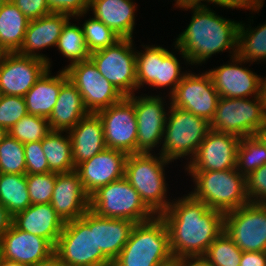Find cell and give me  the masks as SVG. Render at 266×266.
I'll list each match as a JSON object with an SVG mask.
<instances>
[{
  "instance_id": "cell-32",
  "label": "cell",
  "mask_w": 266,
  "mask_h": 266,
  "mask_svg": "<svg viewBox=\"0 0 266 266\" xmlns=\"http://www.w3.org/2000/svg\"><path fill=\"white\" fill-rule=\"evenodd\" d=\"M239 23L237 55L248 62L266 61V22L256 28ZM250 28V29H249ZM246 29V30H245Z\"/></svg>"
},
{
  "instance_id": "cell-57",
  "label": "cell",
  "mask_w": 266,
  "mask_h": 266,
  "mask_svg": "<svg viewBox=\"0 0 266 266\" xmlns=\"http://www.w3.org/2000/svg\"><path fill=\"white\" fill-rule=\"evenodd\" d=\"M8 135V131L0 126V144L3 141V139Z\"/></svg>"
},
{
  "instance_id": "cell-18",
  "label": "cell",
  "mask_w": 266,
  "mask_h": 266,
  "mask_svg": "<svg viewBox=\"0 0 266 266\" xmlns=\"http://www.w3.org/2000/svg\"><path fill=\"white\" fill-rule=\"evenodd\" d=\"M230 58L231 63L207 71L219 96L237 99L260 96L261 76L239 66L247 61L238 55Z\"/></svg>"
},
{
  "instance_id": "cell-52",
  "label": "cell",
  "mask_w": 266,
  "mask_h": 266,
  "mask_svg": "<svg viewBox=\"0 0 266 266\" xmlns=\"http://www.w3.org/2000/svg\"><path fill=\"white\" fill-rule=\"evenodd\" d=\"M260 96L262 99L263 111L266 115V77H265V79L263 77H261Z\"/></svg>"
},
{
  "instance_id": "cell-12",
  "label": "cell",
  "mask_w": 266,
  "mask_h": 266,
  "mask_svg": "<svg viewBox=\"0 0 266 266\" xmlns=\"http://www.w3.org/2000/svg\"><path fill=\"white\" fill-rule=\"evenodd\" d=\"M63 70L69 81L77 87L89 113H97L125 97L100 74L91 59L67 65Z\"/></svg>"
},
{
  "instance_id": "cell-60",
  "label": "cell",
  "mask_w": 266,
  "mask_h": 266,
  "mask_svg": "<svg viewBox=\"0 0 266 266\" xmlns=\"http://www.w3.org/2000/svg\"><path fill=\"white\" fill-rule=\"evenodd\" d=\"M231 1L239 4V0H231Z\"/></svg>"
},
{
  "instance_id": "cell-35",
  "label": "cell",
  "mask_w": 266,
  "mask_h": 266,
  "mask_svg": "<svg viewBox=\"0 0 266 266\" xmlns=\"http://www.w3.org/2000/svg\"><path fill=\"white\" fill-rule=\"evenodd\" d=\"M144 51H136L137 89L145 84L159 88V70L162 62V46L144 45Z\"/></svg>"
},
{
  "instance_id": "cell-40",
  "label": "cell",
  "mask_w": 266,
  "mask_h": 266,
  "mask_svg": "<svg viewBox=\"0 0 266 266\" xmlns=\"http://www.w3.org/2000/svg\"><path fill=\"white\" fill-rule=\"evenodd\" d=\"M56 172L26 175L31 204L50 203L56 181Z\"/></svg>"
},
{
  "instance_id": "cell-58",
  "label": "cell",
  "mask_w": 266,
  "mask_h": 266,
  "mask_svg": "<svg viewBox=\"0 0 266 266\" xmlns=\"http://www.w3.org/2000/svg\"><path fill=\"white\" fill-rule=\"evenodd\" d=\"M163 266H178V265H177V261L174 260L173 262H171V263H167V264H165V265H163Z\"/></svg>"
},
{
  "instance_id": "cell-7",
  "label": "cell",
  "mask_w": 266,
  "mask_h": 266,
  "mask_svg": "<svg viewBox=\"0 0 266 266\" xmlns=\"http://www.w3.org/2000/svg\"><path fill=\"white\" fill-rule=\"evenodd\" d=\"M168 108L162 147L157 154L170 162L185 156L191 161L210 131V122L171 104Z\"/></svg>"
},
{
  "instance_id": "cell-10",
  "label": "cell",
  "mask_w": 266,
  "mask_h": 266,
  "mask_svg": "<svg viewBox=\"0 0 266 266\" xmlns=\"http://www.w3.org/2000/svg\"><path fill=\"white\" fill-rule=\"evenodd\" d=\"M133 45V39L120 38L113 45L90 55L100 74L124 96L134 95L137 90L136 51Z\"/></svg>"
},
{
  "instance_id": "cell-1",
  "label": "cell",
  "mask_w": 266,
  "mask_h": 266,
  "mask_svg": "<svg viewBox=\"0 0 266 266\" xmlns=\"http://www.w3.org/2000/svg\"><path fill=\"white\" fill-rule=\"evenodd\" d=\"M174 200L160 214L168 229L172 257L176 261L202 258L224 231V213L210 209L190 193Z\"/></svg>"
},
{
  "instance_id": "cell-2",
  "label": "cell",
  "mask_w": 266,
  "mask_h": 266,
  "mask_svg": "<svg viewBox=\"0 0 266 266\" xmlns=\"http://www.w3.org/2000/svg\"><path fill=\"white\" fill-rule=\"evenodd\" d=\"M193 16L187 28L174 42L186 63L206 62L213 54L230 49L231 57L237 55L239 22L223 18L207 5L193 6ZM232 50V51H231Z\"/></svg>"
},
{
  "instance_id": "cell-16",
  "label": "cell",
  "mask_w": 266,
  "mask_h": 266,
  "mask_svg": "<svg viewBox=\"0 0 266 266\" xmlns=\"http://www.w3.org/2000/svg\"><path fill=\"white\" fill-rule=\"evenodd\" d=\"M165 99L159 95H133V105L138 126L137 153H151L157 145L162 144L168 111ZM167 111V112H166Z\"/></svg>"
},
{
  "instance_id": "cell-29",
  "label": "cell",
  "mask_w": 266,
  "mask_h": 266,
  "mask_svg": "<svg viewBox=\"0 0 266 266\" xmlns=\"http://www.w3.org/2000/svg\"><path fill=\"white\" fill-rule=\"evenodd\" d=\"M28 18L8 0L0 9V50L2 53L18 52L23 44Z\"/></svg>"
},
{
  "instance_id": "cell-8",
  "label": "cell",
  "mask_w": 266,
  "mask_h": 266,
  "mask_svg": "<svg viewBox=\"0 0 266 266\" xmlns=\"http://www.w3.org/2000/svg\"><path fill=\"white\" fill-rule=\"evenodd\" d=\"M89 209L98 216L127 219L134 223L148 221L155 216L125 178L102 186L92 193L89 196Z\"/></svg>"
},
{
  "instance_id": "cell-15",
  "label": "cell",
  "mask_w": 266,
  "mask_h": 266,
  "mask_svg": "<svg viewBox=\"0 0 266 266\" xmlns=\"http://www.w3.org/2000/svg\"><path fill=\"white\" fill-rule=\"evenodd\" d=\"M48 68L47 62L41 59L17 52L3 53L0 57V94L24 97Z\"/></svg>"
},
{
  "instance_id": "cell-25",
  "label": "cell",
  "mask_w": 266,
  "mask_h": 266,
  "mask_svg": "<svg viewBox=\"0 0 266 266\" xmlns=\"http://www.w3.org/2000/svg\"><path fill=\"white\" fill-rule=\"evenodd\" d=\"M136 6L132 0H90L88 11L120 38L133 39Z\"/></svg>"
},
{
  "instance_id": "cell-34",
  "label": "cell",
  "mask_w": 266,
  "mask_h": 266,
  "mask_svg": "<svg viewBox=\"0 0 266 266\" xmlns=\"http://www.w3.org/2000/svg\"><path fill=\"white\" fill-rule=\"evenodd\" d=\"M266 164V146L254 136L241 137L237 148L236 170L247 177Z\"/></svg>"
},
{
  "instance_id": "cell-45",
  "label": "cell",
  "mask_w": 266,
  "mask_h": 266,
  "mask_svg": "<svg viewBox=\"0 0 266 266\" xmlns=\"http://www.w3.org/2000/svg\"><path fill=\"white\" fill-rule=\"evenodd\" d=\"M90 0H47L52 13H65L72 18L86 16Z\"/></svg>"
},
{
  "instance_id": "cell-9",
  "label": "cell",
  "mask_w": 266,
  "mask_h": 266,
  "mask_svg": "<svg viewBox=\"0 0 266 266\" xmlns=\"http://www.w3.org/2000/svg\"><path fill=\"white\" fill-rule=\"evenodd\" d=\"M251 98L220 97L210 130L241 137L254 136L266 124L261 96Z\"/></svg>"
},
{
  "instance_id": "cell-38",
  "label": "cell",
  "mask_w": 266,
  "mask_h": 266,
  "mask_svg": "<svg viewBox=\"0 0 266 266\" xmlns=\"http://www.w3.org/2000/svg\"><path fill=\"white\" fill-rule=\"evenodd\" d=\"M0 173L26 174L24 144L9 134L0 144Z\"/></svg>"
},
{
  "instance_id": "cell-39",
  "label": "cell",
  "mask_w": 266,
  "mask_h": 266,
  "mask_svg": "<svg viewBox=\"0 0 266 266\" xmlns=\"http://www.w3.org/2000/svg\"><path fill=\"white\" fill-rule=\"evenodd\" d=\"M88 50L94 51L113 45L120 37L102 21L90 17L82 24Z\"/></svg>"
},
{
  "instance_id": "cell-21",
  "label": "cell",
  "mask_w": 266,
  "mask_h": 266,
  "mask_svg": "<svg viewBox=\"0 0 266 266\" xmlns=\"http://www.w3.org/2000/svg\"><path fill=\"white\" fill-rule=\"evenodd\" d=\"M50 203L64 222L78 219L89 210V195L75 170L57 173Z\"/></svg>"
},
{
  "instance_id": "cell-27",
  "label": "cell",
  "mask_w": 266,
  "mask_h": 266,
  "mask_svg": "<svg viewBox=\"0 0 266 266\" xmlns=\"http://www.w3.org/2000/svg\"><path fill=\"white\" fill-rule=\"evenodd\" d=\"M88 114L80 92L68 80L61 87L56 104L48 118L50 129L69 131Z\"/></svg>"
},
{
  "instance_id": "cell-54",
  "label": "cell",
  "mask_w": 266,
  "mask_h": 266,
  "mask_svg": "<svg viewBox=\"0 0 266 266\" xmlns=\"http://www.w3.org/2000/svg\"><path fill=\"white\" fill-rule=\"evenodd\" d=\"M176 8H189L192 7V0H174Z\"/></svg>"
},
{
  "instance_id": "cell-36",
  "label": "cell",
  "mask_w": 266,
  "mask_h": 266,
  "mask_svg": "<svg viewBox=\"0 0 266 266\" xmlns=\"http://www.w3.org/2000/svg\"><path fill=\"white\" fill-rule=\"evenodd\" d=\"M242 251L223 231L208 247L202 257L212 266H239Z\"/></svg>"
},
{
  "instance_id": "cell-50",
  "label": "cell",
  "mask_w": 266,
  "mask_h": 266,
  "mask_svg": "<svg viewBox=\"0 0 266 266\" xmlns=\"http://www.w3.org/2000/svg\"><path fill=\"white\" fill-rule=\"evenodd\" d=\"M178 266H212L207 263L203 258H188L177 261Z\"/></svg>"
},
{
  "instance_id": "cell-59",
  "label": "cell",
  "mask_w": 266,
  "mask_h": 266,
  "mask_svg": "<svg viewBox=\"0 0 266 266\" xmlns=\"http://www.w3.org/2000/svg\"><path fill=\"white\" fill-rule=\"evenodd\" d=\"M8 0H0V9L4 6V4L7 2Z\"/></svg>"
},
{
  "instance_id": "cell-43",
  "label": "cell",
  "mask_w": 266,
  "mask_h": 266,
  "mask_svg": "<svg viewBox=\"0 0 266 266\" xmlns=\"http://www.w3.org/2000/svg\"><path fill=\"white\" fill-rule=\"evenodd\" d=\"M26 175L49 172L47 158L42 149L41 140L24 144Z\"/></svg>"
},
{
  "instance_id": "cell-42",
  "label": "cell",
  "mask_w": 266,
  "mask_h": 266,
  "mask_svg": "<svg viewBox=\"0 0 266 266\" xmlns=\"http://www.w3.org/2000/svg\"><path fill=\"white\" fill-rule=\"evenodd\" d=\"M25 98L0 94V126L9 131L19 119L27 115Z\"/></svg>"
},
{
  "instance_id": "cell-22",
  "label": "cell",
  "mask_w": 266,
  "mask_h": 266,
  "mask_svg": "<svg viewBox=\"0 0 266 266\" xmlns=\"http://www.w3.org/2000/svg\"><path fill=\"white\" fill-rule=\"evenodd\" d=\"M72 17L65 13H51L38 19L29 20L24 41L17 52L20 55L34 57L47 62L51 67L49 58L37 53L47 47H56L65 23Z\"/></svg>"
},
{
  "instance_id": "cell-51",
  "label": "cell",
  "mask_w": 266,
  "mask_h": 266,
  "mask_svg": "<svg viewBox=\"0 0 266 266\" xmlns=\"http://www.w3.org/2000/svg\"><path fill=\"white\" fill-rule=\"evenodd\" d=\"M32 266H65L61 260L55 255L53 254L50 258L38 262L35 265Z\"/></svg>"
},
{
  "instance_id": "cell-46",
  "label": "cell",
  "mask_w": 266,
  "mask_h": 266,
  "mask_svg": "<svg viewBox=\"0 0 266 266\" xmlns=\"http://www.w3.org/2000/svg\"><path fill=\"white\" fill-rule=\"evenodd\" d=\"M28 20L38 19L51 14L47 0H11Z\"/></svg>"
},
{
  "instance_id": "cell-37",
  "label": "cell",
  "mask_w": 266,
  "mask_h": 266,
  "mask_svg": "<svg viewBox=\"0 0 266 266\" xmlns=\"http://www.w3.org/2000/svg\"><path fill=\"white\" fill-rule=\"evenodd\" d=\"M51 131L47 118L27 114L8 131V134L25 144L42 140Z\"/></svg>"
},
{
  "instance_id": "cell-33",
  "label": "cell",
  "mask_w": 266,
  "mask_h": 266,
  "mask_svg": "<svg viewBox=\"0 0 266 266\" xmlns=\"http://www.w3.org/2000/svg\"><path fill=\"white\" fill-rule=\"evenodd\" d=\"M56 47L63 57L70 60L69 65L90 59L91 52L87 48L83 29L72 24L70 19L63 26Z\"/></svg>"
},
{
  "instance_id": "cell-26",
  "label": "cell",
  "mask_w": 266,
  "mask_h": 266,
  "mask_svg": "<svg viewBox=\"0 0 266 266\" xmlns=\"http://www.w3.org/2000/svg\"><path fill=\"white\" fill-rule=\"evenodd\" d=\"M48 68L25 94L28 114L49 118L56 104L61 87L69 80L65 70L51 75Z\"/></svg>"
},
{
  "instance_id": "cell-56",
  "label": "cell",
  "mask_w": 266,
  "mask_h": 266,
  "mask_svg": "<svg viewBox=\"0 0 266 266\" xmlns=\"http://www.w3.org/2000/svg\"><path fill=\"white\" fill-rule=\"evenodd\" d=\"M265 0H239V4L248 5V4H264Z\"/></svg>"
},
{
  "instance_id": "cell-48",
  "label": "cell",
  "mask_w": 266,
  "mask_h": 266,
  "mask_svg": "<svg viewBox=\"0 0 266 266\" xmlns=\"http://www.w3.org/2000/svg\"><path fill=\"white\" fill-rule=\"evenodd\" d=\"M239 266H266V251H242Z\"/></svg>"
},
{
  "instance_id": "cell-4",
  "label": "cell",
  "mask_w": 266,
  "mask_h": 266,
  "mask_svg": "<svg viewBox=\"0 0 266 266\" xmlns=\"http://www.w3.org/2000/svg\"><path fill=\"white\" fill-rule=\"evenodd\" d=\"M195 182L191 195L210 209L224 214L249 203L246 177L236 168L221 171H188Z\"/></svg>"
},
{
  "instance_id": "cell-3",
  "label": "cell",
  "mask_w": 266,
  "mask_h": 266,
  "mask_svg": "<svg viewBox=\"0 0 266 266\" xmlns=\"http://www.w3.org/2000/svg\"><path fill=\"white\" fill-rule=\"evenodd\" d=\"M167 226L160 215L135 223L112 266H163L173 262Z\"/></svg>"
},
{
  "instance_id": "cell-20",
  "label": "cell",
  "mask_w": 266,
  "mask_h": 266,
  "mask_svg": "<svg viewBox=\"0 0 266 266\" xmlns=\"http://www.w3.org/2000/svg\"><path fill=\"white\" fill-rule=\"evenodd\" d=\"M54 248L47 239L19 230L11 224L0 240V258L32 266L50 258Z\"/></svg>"
},
{
  "instance_id": "cell-55",
  "label": "cell",
  "mask_w": 266,
  "mask_h": 266,
  "mask_svg": "<svg viewBox=\"0 0 266 266\" xmlns=\"http://www.w3.org/2000/svg\"><path fill=\"white\" fill-rule=\"evenodd\" d=\"M256 136L266 146V124L257 131Z\"/></svg>"
},
{
  "instance_id": "cell-6",
  "label": "cell",
  "mask_w": 266,
  "mask_h": 266,
  "mask_svg": "<svg viewBox=\"0 0 266 266\" xmlns=\"http://www.w3.org/2000/svg\"><path fill=\"white\" fill-rule=\"evenodd\" d=\"M170 163L163 156L153 153H135L127 156L124 178L139 193L141 200L155 214L160 215L170 205L167 198L165 165Z\"/></svg>"
},
{
  "instance_id": "cell-23",
  "label": "cell",
  "mask_w": 266,
  "mask_h": 266,
  "mask_svg": "<svg viewBox=\"0 0 266 266\" xmlns=\"http://www.w3.org/2000/svg\"><path fill=\"white\" fill-rule=\"evenodd\" d=\"M12 224L19 230L47 239L55 247L65 222L51 203H47L31 204L12 217Z\"/></svg>"
},
{
  "instance_id": "cell-19",
  "label": "cell",
  "mask_w": 266,
  "mask_h": 266,
  "mask_svg": "<svg viewBox=\"0 0 266 266\" xmlns=\"http://www.w3.org/2000/svg\"><path fill=\"white\" fill-rule=\"evenodd\" d=\"M127 154L105 148L76 166L84 191L90 196L98 188L124 178Z\"/></svg>"
},
{
  "instance_id": "cell-47",
  "label": "cell",
  "mask_w": 266,
  "mask_h": 266,
  "mask_svg": "<svg viewBox=\"0 0 266 266\" xmlns=\"http://www.w3.org/2000/svg\"><path fill=\"white\" fill-rule=\"evenodd\" d=\"M201 1H206L208 3H213L215 5H219V7H223V8H231V9H250L252 11H254L255 13L258 11H260V9L263 7L264 4H248V5H242V4H238L235 2H232L231 0H192V7L193 6H201V5H207L202 3Z\"/></svg>"
},
{
  "instance_id": "cell-14",
  "label": "cell",
  "mask_w": 266,
  "mask_h": 266,
  "mask_svg": "<svg viewBox=\"0 0 266 266\" xmlns=\"http://www.w3.org/2000/svg\"><path fill=\"white\" fill-rule=\"evenodd\" d=\"M170 103L174 107L190 111L194 115L213 119L220 96L216 91L210 74L187 73L171 94Z\"/></svg>"
},
{
  "instance_id": "cell-24",
  "label": "cell",
  "mask_w": 266,
  "mask_h": 266,
  "mask_svg": "<svg viewBox=\"0 0 266 266\" xmlns=\"http://www.w3.org/2000/svg\"><path fill=\"white\" fill-rule=\"evenodd\" d=\"M68 133L75 167L106 148L102 120L97 113L86 115Z\"/></svg>"
},
{
  "instance_id": "cell-11",
  "label": "cell",
  "mask_w": 266,
  "mask_h": 266,
  "mask_svg": "<svg viewBox=\"0 0 266 266\" xmlns=\"http://www.w3.org/2000/svg\"><path fill=\"white\" fill-rule=\"evenodd\" d=\"M224 231L241 251H266V204L247 203L224 214Z\"/></svg>"
},
{
  "instance_id": "cell-30",
  "label": "cell",
  "mask_w": 266,
  "mask_h": 266,
  "mask_svg": "<svg viewBox=\"0 0 266 266\" xmlns=\"http://www.w3.org/2000/svg\"><path fill=\"white\" fill-rule=\"evenodd\" d=\"M51 130L41 140V145L47 162L49 172L68 173L76 169L72 158V142L68 131Z\"/></svg>"
},
{
  "instance_id": "cell-28",
  "label": "cell",
  "mask_w": 266,
  "mask_h": 266,
  "mask_svg": "<svg viewBox=\"0 0 266 266\" xmlns=\"http://www.w3.org/2000/svg\"><path fill=\"white\" fill-rule=\"evenodd\" d=\"M134 224L131 220L106 218L95 213L96 248L113 262L127 243Z\"/></svg>"
},
{
  "instance_id": "cell-49",
  "label": "cell",
  "mask_w": 266,
  "mask_h": 266,
  "mask_svg": "<svg viewBox=\"0 0 266 266\" xmlns=\"http://www.w3.org/2000/svg\"><path fill=\"white\" fill-rule=\"evenodd\" d=\"M12 224V216L7 209L0 203V240Z\"/></svg>"
},
{
  "instance_id": "cell-17",
  "label": "cell",
  "mask_w": 266,
  "mask_h": 266,
  "mask_svg": "<svg viewBox=\"0 0 266 266\" xmlns=\"http://www.w3.org/2000/svg\"><path fill=\"white\" fill-rule=\"evenodd\" d=\"M240 137L230 133L210 130L186 171H221L236 168Z\"/></svg>"
},
{
  "instance_id": "cell-44",
  "label": "cell",
  "mask_w": 266,
  "mask_h": 266,
  "mask_svg": "<svg viewBox=\"0 0 266 266\" xmlns=\"http://www.w3.org/2000/svg\"><path fill=\"white\" fill-rule=\"evenodd\" d=\"M246 191L251 203L266 204V164L246 177Z\"/></svg>"
},
{
  "instance_id": "cell-31",
  "label": "cell",
  "mask_w": 266,
  "mask_h": 266,
  "mask_svg": "<svg viewBox=\"0 0 266 266\" xmlns=\"http://www.w3.org/2000/svg\"><path fill=\"white\" fill-rule=\"evenodd\" d=\"M0 203L12 217L31 205L26 174L0 173Z\"/></svg>"
},
{
  "instance_id": "cell-53",
  "label": "cell",
  "mask_w": 266,
  "mask_h": 266,
  "mask_svg": "<svg viewBox=\"0 0 266 266\" xmlns=\"http://www.w3.org/2000/svg\"><path fill=\"white\" fill-rule=\"evenodd\" d=\"M0 266H29V265L0 258Z\"/></svg>"
},
{
  "instance_id": "cell-13",
  "label": "cell",
  "mask_w": 266,
  "mask_h": 266,
  "mask_svg": "<svg viewBox=\"0 0 266 266\" xmlns=\"http://www.w3.org/2000/svg\"><path fill=\"white\" fill-rule=\"evenodd\" d=\"M102 120L104 140L107 148L119 150L127 155L137 153V121L133 95L97 112Z\"/></svg>"
},
{
  "instance_id": "cell-5",
  "label": "cell",
  "mask_w": 266,
  "mask_h": 266,
  "mask_svg": "<svg viewBox=\"0 0 266 266\" xmlns=\"http://www.w3.org/2000/svg\"><path fill=\"white\" fill-rule=\"evenodd\" d=\"M54 254L65 266H112L96 248L95 212L87 210L80 218L65 222Z\"/></svg>"
},
{
  "instance_id": "cell-41",
  "label": "cell",
  "mask_w": 266,
  "mask_h": 266,
  "mask_svg": "<svg viewBox=\"0 0 266 266\" xmlns=\"http://www.w3.org/2000/svg\"><path fill=\"white\" fill-rule=\"evenodd\" d=\"M168 49L162 47V62H160L159 70V88L169 87L170 94L176 90L177 85L181 82L182 78L186 74L181 73L182 69L180 62Z\"/></svg>"
}]
</instances>
